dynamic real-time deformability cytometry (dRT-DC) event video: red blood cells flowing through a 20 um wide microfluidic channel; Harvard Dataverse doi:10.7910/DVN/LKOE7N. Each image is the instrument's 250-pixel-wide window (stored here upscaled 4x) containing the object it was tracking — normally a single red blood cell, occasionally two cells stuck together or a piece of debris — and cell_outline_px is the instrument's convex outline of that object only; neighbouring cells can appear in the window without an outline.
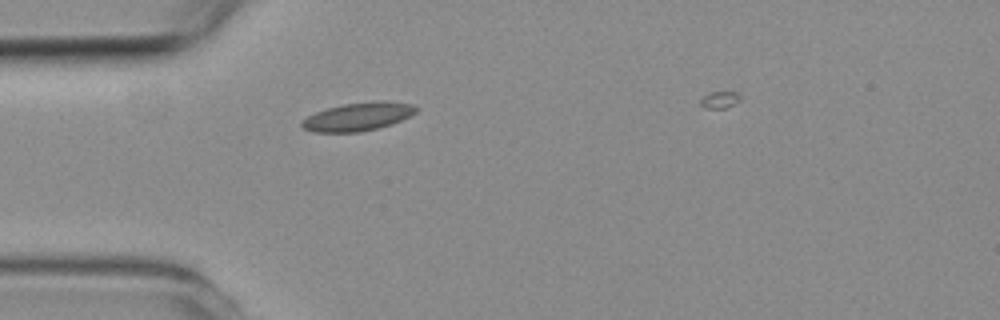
{"species": "common noctule bat (a hibernating species)", "species_latin": "Nyctalus noctula", "temperature_condition": "room temperature", "stored_images_in_passage": 2, "camera_frame_rate_fps": 3000, "um_per_image_px": 0.085, "animal": {"sex": "female", "body_mass_g": 19.3, "forearm_length_mm": 54.1}, "frame": {"image": 1, "passage_image": 1, "time_ms": 0.0, "image_size_px": [1000, 320], "cell_outline_px": [[420, 108], [416, 112], [400, 120], [376, 128], [360, 132], [312, 132], [304, 128], [300, 124], [300, 120], [316, 112], [328, 108], [344, 104], [376, 100], [384, 100], [412, 104]], "centroid_in_image_um": [30.41, 9.9], "position_along_channel_um": 54.6, "area_um2": 18.73}}